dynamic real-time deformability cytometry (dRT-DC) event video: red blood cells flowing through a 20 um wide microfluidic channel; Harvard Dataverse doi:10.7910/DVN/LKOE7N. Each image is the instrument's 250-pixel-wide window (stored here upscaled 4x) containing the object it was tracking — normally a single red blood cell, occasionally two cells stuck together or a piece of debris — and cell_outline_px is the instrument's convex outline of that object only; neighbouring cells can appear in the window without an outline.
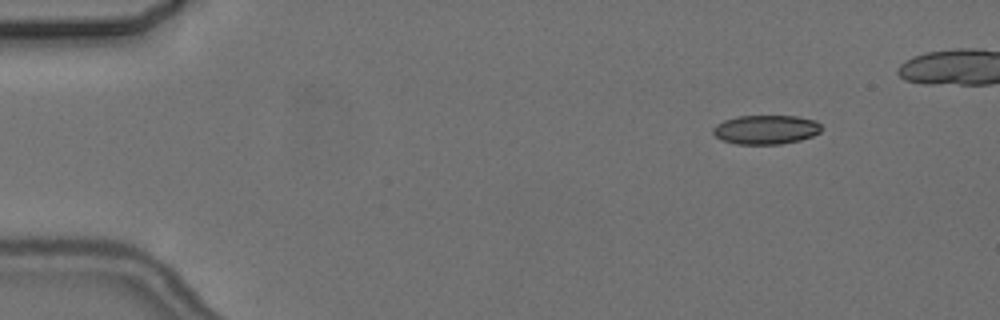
{"species": "common noctule bat (a hibernating species)", "species_latin": "Nyctalus noctula", "temperature_condition": "cold", "stored_images_in_passage": 6, "camera_frame_rate_fps": 3000, "um_per_image_px": 0.085, "animal": {"sex": "female", "body_mass_g": 24.6, "forearm_length_mm": 56.2}, "frame": {"image": 1, "passage_image": 2, "time_ms": 2.0, "image_size_px": [1000, 320], "cell_outline_px": [[820, 132], [812, 136], [800, 140], [780, 144], [736, 144], [720, 140], [712, 132], [712, 128], [716, 124], [724, 120], [736, 116], [796, 116], [816, 120], [820, 124]], "centroid_in_image_um": [65.07, 11.01], "position_along_channel_um": 19.9, "area_um2": 18.5}}